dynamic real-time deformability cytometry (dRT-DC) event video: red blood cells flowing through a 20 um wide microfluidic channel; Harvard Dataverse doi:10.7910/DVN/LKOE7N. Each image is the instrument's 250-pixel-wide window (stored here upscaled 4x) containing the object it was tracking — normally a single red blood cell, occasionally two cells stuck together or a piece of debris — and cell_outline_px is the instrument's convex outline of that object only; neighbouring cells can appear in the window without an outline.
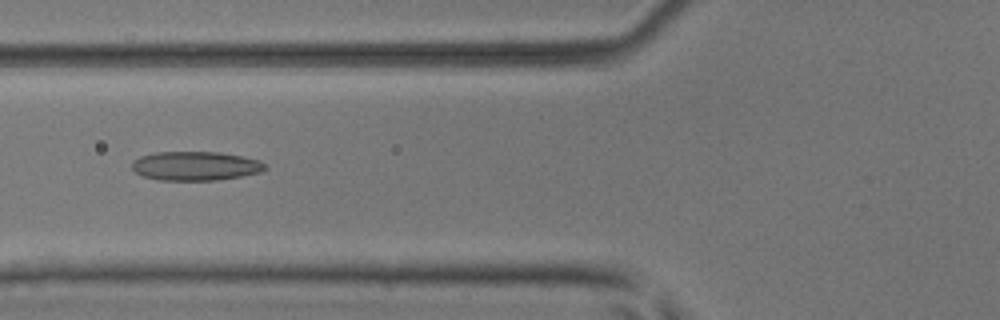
{"species": "common noctule bat (a hibernating species)", "species_latin": "Nyctalus noctula", "temperature_condition": "room temperature", "stored_images_in_passage": 3, "camera_frame_rate_fps": 3000, "um_per_image_px": 0.085, "animal": {"sex": "male", "body_mass_g": 17.9, "forearm_length_mm": 54.2}, "frame": {"image": 1, "passage_image": 3, "time_ms": 0.667, "image_size_px": [1000, 320], "cell_outline_px": [[268, 168], [260, 172], [240, 176], [216, 180], [160, 180], [144, 176], [136, 172], [132, 168], [132, 164], [140, 156], [156, 152], [220, 152], [260, 160]], "centroid_in_image_um": [16.63, 14.1], "position_along_channel_um": 109.2, "area_um2": 22.31}}